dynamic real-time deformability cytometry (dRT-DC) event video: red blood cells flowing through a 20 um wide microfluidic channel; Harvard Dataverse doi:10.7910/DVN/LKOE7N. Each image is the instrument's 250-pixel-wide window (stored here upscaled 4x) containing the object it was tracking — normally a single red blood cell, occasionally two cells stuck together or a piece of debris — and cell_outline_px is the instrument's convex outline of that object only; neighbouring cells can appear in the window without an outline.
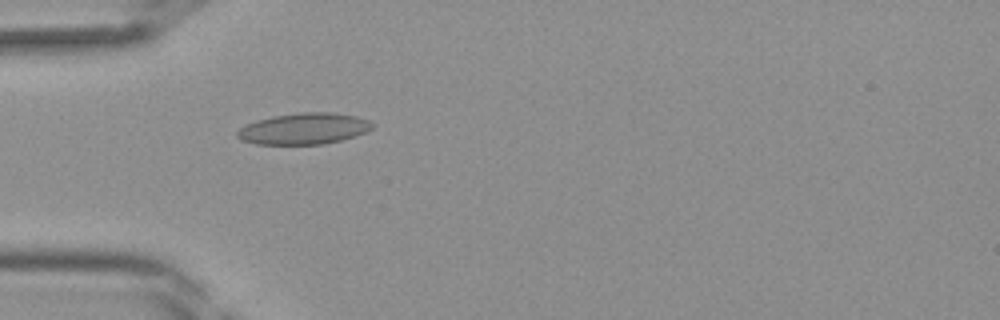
{"species": "Egyptian fruit bat (a non-hibernating species)", "species_latin": "Rousettus aegyptiacus", "temperature_condition": "room temperature", "stored_images_in_passage": 42, "camera_frame_rate_fps": 3000, "um_per_image_px": 0.085, "frame": {"image": 1, "passage_image": 13, "time_ms": 4.0, "image_size_px": [1000, 320], "cell_outline_px": [[376, 124], [368, 132], [356, 136], [324, 144], [256, 144], [240, 140], [236, 136], [236, 132], [240, 128], [256, 120], [272, 116], [300, 112], [332, 112], [356, 116], [368, 120]], "centroid_in_image_um": [25.85, 10.93], "position_along_channel_um": 59.1, "area_um2": 24.8}}
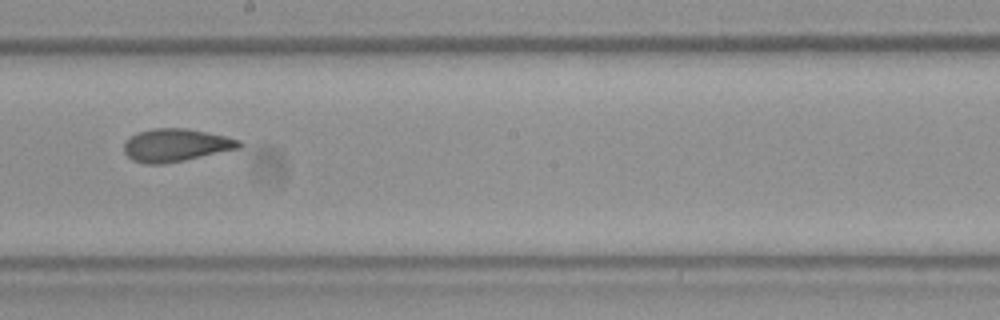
{"frame": {"image": 2, "passage_image": 24, "time_ms": 7.667, "image_size_px": [1000, 320], "cell_outline_px": [[244, 144], [240, 148], [184, 160], [160, 164], [144, 164], [132, 160], [124, 152], [124, 140], [136, 132], [152, 128], [188, 128], [224, 136], [240, 140]], "centroid_in_image_um": [14.91, 12.33], "position_along_channel_um": 233.3, "area_um2": 22.14}}
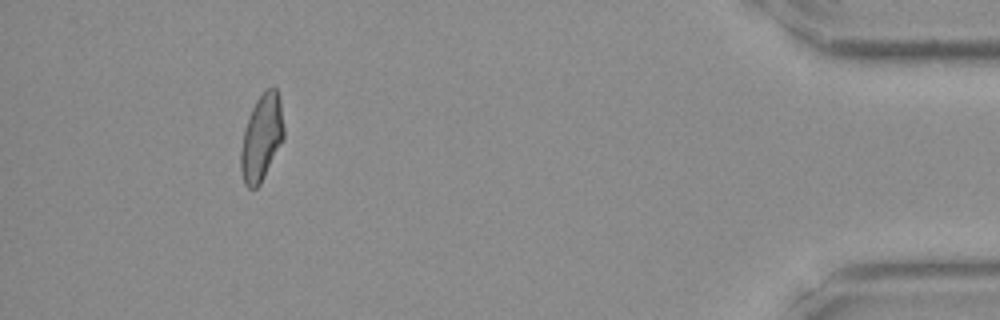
{"frame": {"image": 3, "passage_image": 39, "time_ms": 12.667, "image_size_px": [1000, 320], "cell_outline_px": [[284, 140], [260, 184], [256, 188], [248, 188], [244, 184], [240, 172], [240, 148], [244, 128], [252, 108], [256, 100], [264, 88], [272, 84], [276, 88], [280, 100], [284, 128]], "centroid_in_image_um": [22.23, 11.67], "position_along_channel_um": 413.0, "area_um2": 22.14}}